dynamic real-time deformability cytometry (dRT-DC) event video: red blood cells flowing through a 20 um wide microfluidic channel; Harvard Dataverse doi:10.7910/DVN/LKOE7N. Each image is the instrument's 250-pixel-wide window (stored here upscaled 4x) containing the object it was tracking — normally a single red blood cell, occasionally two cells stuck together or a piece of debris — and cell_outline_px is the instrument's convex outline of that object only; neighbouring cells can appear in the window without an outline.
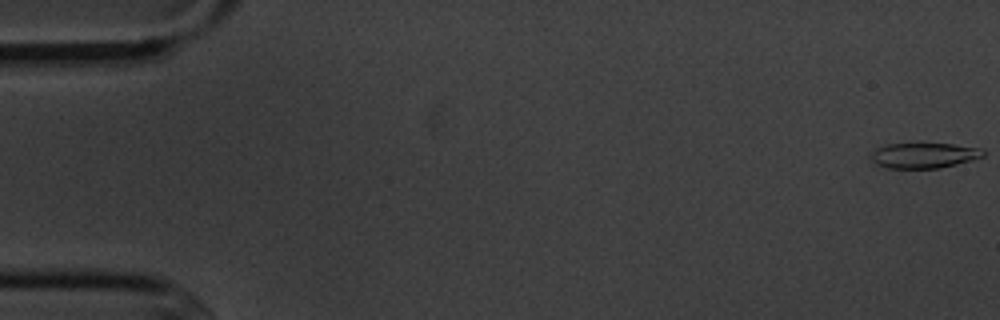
{"species": "common noctule bat (a hibernating species)", "species_latin": "Nyctalus noctula", "temperature_condition": "cold", "stored_images_in_passage": 13, "camera_frame_rate_fps": 3000, "um_per_image_px": 0.085, "animal": {"sex": "male", "body_mass_g": 20.1, "forearm_length_mm": 53.5}, "frame": {"image": 1, "passage_image": 1, "time_ms": 0.0, "image_size_px": [1000, 320], "cell_outline_px": [[984, 156], [972, 160], [940, 168], [888, 168], [876, 164], [868, 156], [876, 148], [884, 144], [920, 140], [952, 144], [980, 148], [984, 152]], "centroid_in_image_um": [78.47, 13.15], "position_along_channel_um": 6.5, "area_um2": 17.51}}
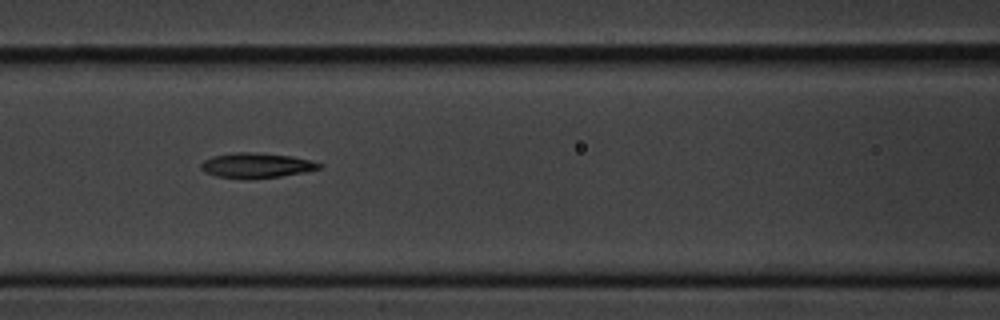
{"frame": {"image": 2, "passage_image": 7, "time_ms": 7.667, "image_size_px": [1000, 320], "cell_outline_px": [[324, 164], [320, 168], [304, 172], [280, 176], [244, 180], [216, 176], [204, 172], [200, 168], [200, 164], [204, 160], [212, 156], [232, 152], [252, 152], [292, 156]], "centroid_in_image_um": [21.73, 14.07], "position_along_channel_um": 144.9, "area_um2": 17.4}}
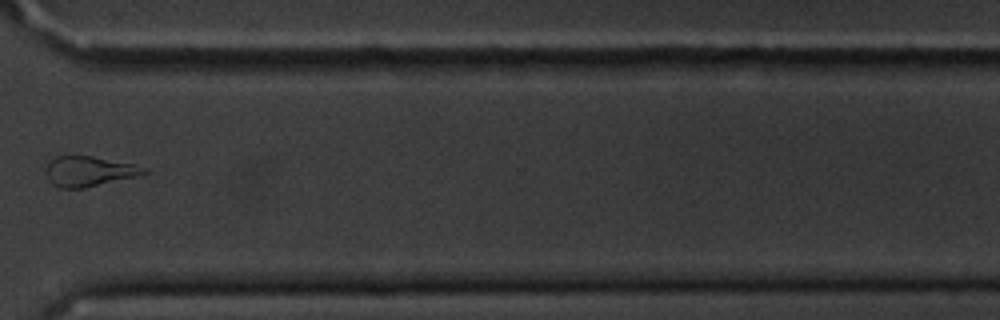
{"frame": {"image": 3, "passage_image": 12, "time_ms": 13.667, "image_size_px": [1000, 320], "cell_outline_px": [[148, 172], [136, 176], [84, 188], [60, 188], [52, 184], [48, 180], [44, 172], [48, 164], [56, 156], [92, 156], [132, 164], [144, 168]], "centroid_in_image_um": [7.5, 14.57], "position_along_channel_um": 363.1, "area_um2": 16.94}, "authors_computed_cell_mechanics": {"area_um2": 17.3978, "velocity_mm_per_s": 3.642, "shape_relaxation_time_tau1_ms": 8.1906, "shape_relaxation_time_tau2_ms": 3.9847, "deformation_change_tau1": 0.1985, "deformation_change_tau2": 0.1309}}